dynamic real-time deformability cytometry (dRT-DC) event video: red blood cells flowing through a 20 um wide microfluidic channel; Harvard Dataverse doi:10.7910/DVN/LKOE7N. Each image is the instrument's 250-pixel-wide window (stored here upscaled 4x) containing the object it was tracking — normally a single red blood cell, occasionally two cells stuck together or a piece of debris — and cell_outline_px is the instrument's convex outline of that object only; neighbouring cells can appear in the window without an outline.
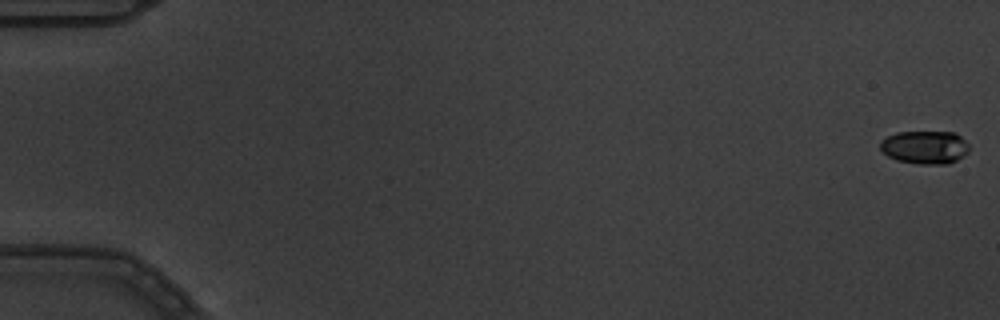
{"species": "common noctule bat (a hibernating species)", "species_latin": "Nyctalus noctula", "temperature_condition": "warm", "stored_images_in_passage": 9, "camera_frame_rate_fps": 3000, "um_per_image_px": 0.085, "animal": {"sex": "male", "body_mass_g": 19.5, "forearm_length_mm": 54.6}, "frame": {"image": 1, "passage_image": 1, "time_ms": 0.0, "image_size_px": [1000, 320], "cell_outline_px": [[968, 152], [964, 156], [948, 164], [916, 164], [896, 160], [888, 156], [880, 148], [880, 140], [896, 132], [956, 132], [968, 144]], "centroid_in_image_um": [78.61, 12.52], "position_along_channel_um": 6.4, "area_um2": 17.28}}
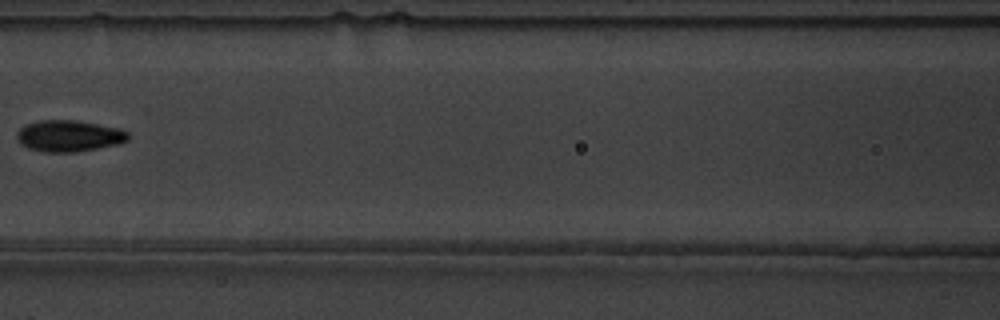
{"frame": {"image": 2, "passage_image": 8, "time_ms": 2.333, "image_size_px": [1000, 320], "cell_outline_px": [[128, 140], [120, 144], [76, 152], [44, 152], [28, 148], [20, 144], [16, 136], [16, 132], [24, 124], [40, 120], [76, 120], [120, 128], [128, 132]], "centroid_in_image_um": [5.85, 11.55], "position_along_channel_um": 160.8, "area_um2": 20.58}}
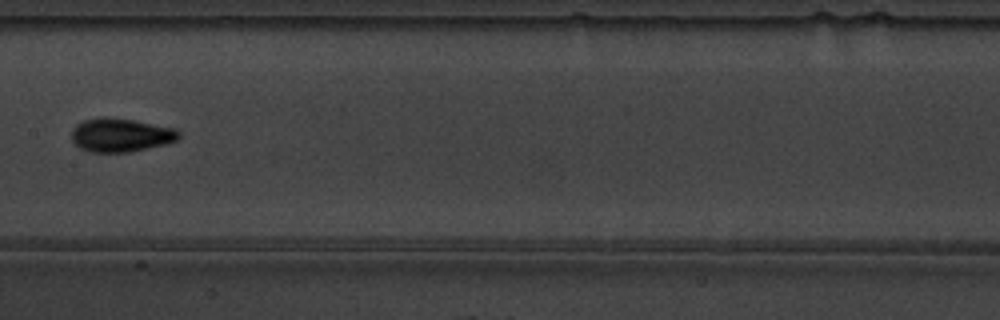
{"frame": {"image": 3, "passage_image": 9, "time_ms": 2.667, "image_size_px": [1000, 320], "cell_outline_px": [[180, 136], [176, 140], [168, 144], [128, 152], [88, 152], [80, 148], [72, 140], [72, 128], [76, 124], [84, 120], [104, 116], [132, 120], [176, 128], [180, 132]], "centroid_in_image_um": [10.26, 11.48], "position_along_channel_um": 197.1, "area_um2": 21.1}}